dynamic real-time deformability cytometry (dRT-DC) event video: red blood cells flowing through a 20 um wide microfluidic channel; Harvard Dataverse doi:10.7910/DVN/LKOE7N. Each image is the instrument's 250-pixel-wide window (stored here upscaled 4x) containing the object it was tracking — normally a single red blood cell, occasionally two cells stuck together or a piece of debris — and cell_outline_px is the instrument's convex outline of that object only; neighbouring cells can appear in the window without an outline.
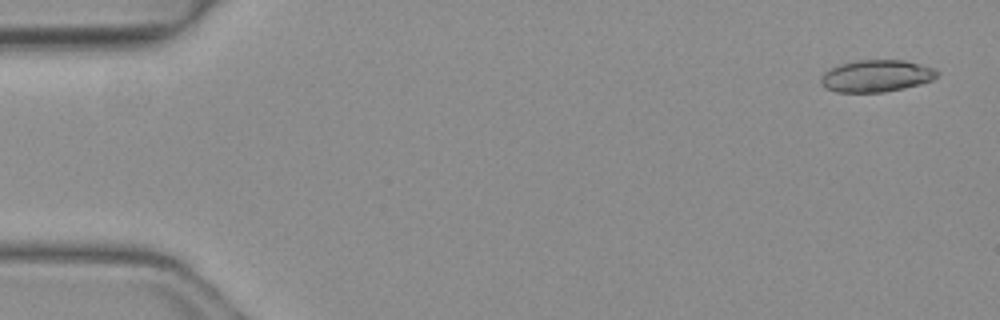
{"species": "common noctule bat (a hibernating species)", "species_latin": "Nyctalus noctula", "temperature_condition": "warm", "stored_images_in_passage": 50, "camera_frame_rate_fps": 3000, "um_per_image_px": 0.085, "animal": {"sex": "female", "body_mass_g": 19.3, "forearm_length_mm": 54.1}, "frame": {"image": 1, "passage_image": 2, "time_ms": 0.333, "image_size_px": [1000, 320], "cell_outline_px": [[940, 72], [932, 80], [920, 84], [904, 88], [884, 92], [836, 92], [824, 88], [820, 84], [820, 80], [824, 72], [840, 64], [856, 60], [904, 60], [932, 68]], "centroid_in_image_um": [74.46, 6.46], "position_along_channel_um": 10.5, "area_um2": 21.62}}
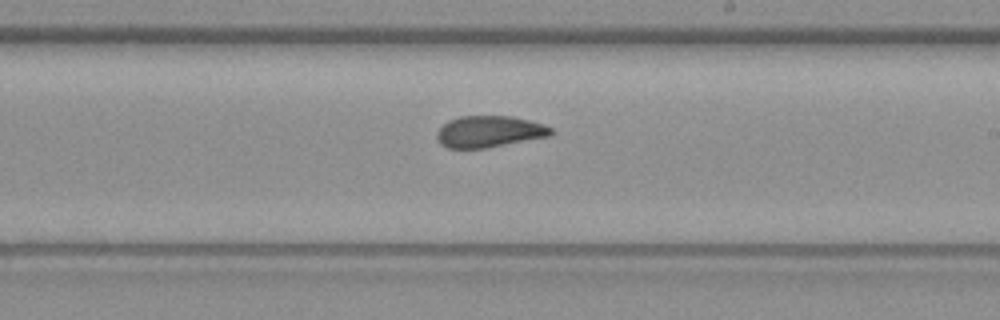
{"frame": {"image": 2, "passage_image": 29, "time_ms": 9.333, "image_size_px": [1000, 320], "cell_outline_px": [[556, 132], [548, 136], [488, 148], [448, 148], [440, 144], [436, 136], [436, 132], [448, 120], [460, 116], [512, 116], [544, 124], [552, 128]], "centroid_in_image_um": [41.59, 11.18], "position_along_channel_um": 247.4, "area_um2": 21.04}}
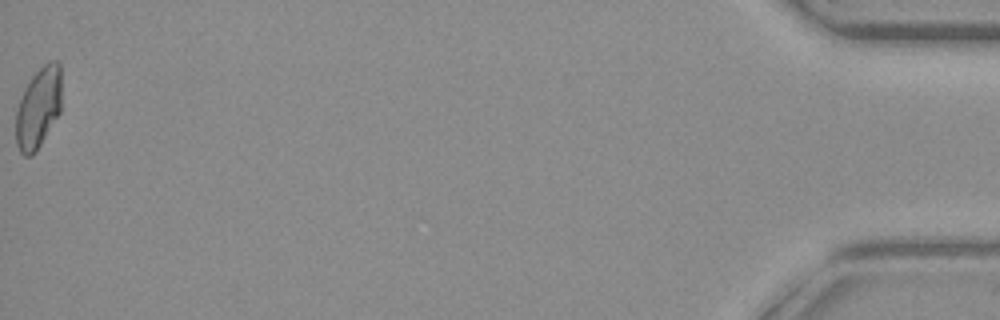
{"frame": {"image": 3, "passage_image": 50, "time_ms": 16.333, "image_size_px": [1000, 320], "cell_outline_px": [[60, 112], [36, 152], [32, 156], [24, 156], [20, 152], [16, 144], [16, 108], [24, 88], [32, 76], [48, 60], [56, 60], [60, 64]], "centroid_in_image_um": [3.24, 9.17], "position_along_channel_um": 432.0, "area_um2": 21.56}, "authors_computed_cell_mechanics": {"area_um2": 21.386, "velocity_mm_per_s": 4.1414, "shape_relaxation_time_tau1_ms": null, "shape_relaxation_time_tau2_ms": 1.2967, "deformation_change_tau1": null, "deformation_change_tau2": 0.0802}}